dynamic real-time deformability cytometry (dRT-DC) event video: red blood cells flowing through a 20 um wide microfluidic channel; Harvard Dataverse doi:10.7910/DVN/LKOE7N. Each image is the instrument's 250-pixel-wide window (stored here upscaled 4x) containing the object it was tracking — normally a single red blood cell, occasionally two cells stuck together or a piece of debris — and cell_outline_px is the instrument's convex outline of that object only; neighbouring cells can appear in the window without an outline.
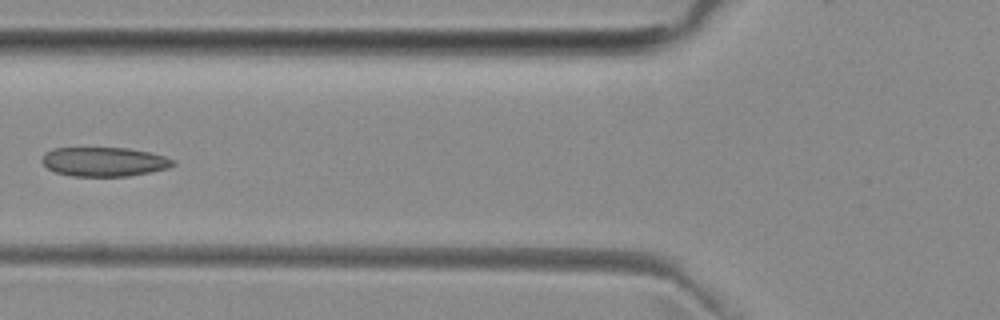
{"species": "common noctule bat (a hibernating species)", "species_latin": "Nyctalus noctula", "temperature_condition": "room temperature", "stored_images_in_passage": 3, "camera_frame_rate_fps": 3000, "um_per_image_px": 0.085, "animal": {"sex": "female", "body_mass_g": 29.2, "forearm_length_mm": 56.3}, "frame": {"image": 1, "passage_image": 2, "time_ms": 1.333, "image_size_px": [1000, 320], "cell_outline_px": [[176, 164], [168, 168], [128, 176], [72, 176], [56, 172], [48, 168], [40, 160], [44, 152], [52, 148], [128, 148], [152, 152], [176, 160]], "centroid_in_image_um": [8.85, 13.74], "position_along_channel_um": 116.9, "area_um2": 22.43}}
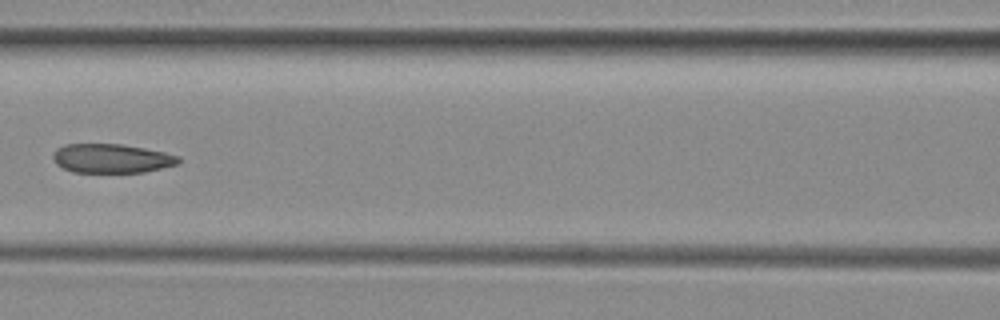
{"frame": {"image": 2, "passage_image": 3, "time_ms": 2.333, "image_size_px": [1000, 320], "cell_outline_px": [[180, 164], [144, 172], [72, 172], [56, 164], [52, 156], [56, 148], [64, 144], [120, 144], [144, 148], [164, 152], [180, 156]], "centroid_in_image_um": [9.49, 13.46], "position_along_channel_um": 157.1, "area_um2": 21.33}}